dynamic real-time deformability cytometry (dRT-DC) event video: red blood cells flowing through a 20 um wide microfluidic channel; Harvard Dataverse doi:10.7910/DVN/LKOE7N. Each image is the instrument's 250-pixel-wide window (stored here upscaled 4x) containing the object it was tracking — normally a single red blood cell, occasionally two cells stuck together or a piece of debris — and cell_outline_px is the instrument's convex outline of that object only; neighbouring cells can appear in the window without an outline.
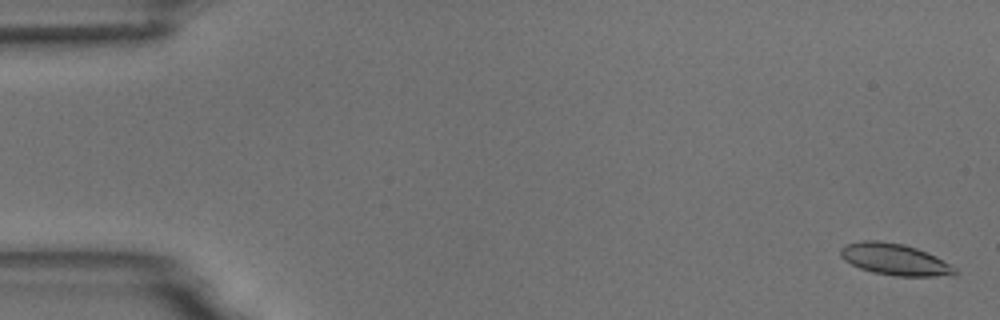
{"species": "common noctule bat (a hibernating species)", "species_latin": "Nyctalus noctula", "temperature_condition": "room temperature", "stored_images_in_passage": 7, "camera_frame_rate_fps": 3000, "um_per_image_px": 0.085, "animal": {"sex": "male", "body_mass_g": 18.8}, "frame": {"image": 1, "passage_image": 1, "time_ms": 0.0, "image_size_px": [1000, 320], "cell_outline_px": [[960, 272], [952, 276], [896, 276], [872, 272], [860, 268], [844, 260], [840, 256], [840, 248], [848, 244], [860, 240], [880, 240], [904, 244], [916, 248], [936, 256], [956, 268]], "centroid_in_image_um": [76.07, 22.05], "position_along_channel_um": 8.9, "area_um2": 21.15}}
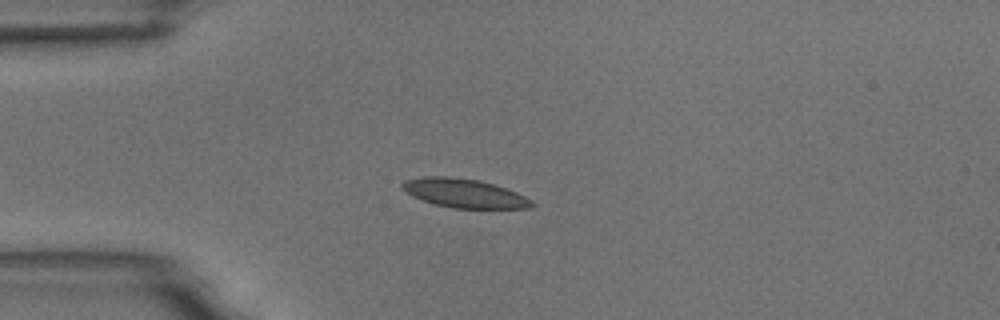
{"frame": {"image": 2, "passage_image": 5, "time_ms": 4.333, "image_size_px": [1000, 320], "cell_outline_px": [[536, 204], [528, 208], [452, 208], [432, 204], [412, 196], [400, 188], [400, 184], [404, 180], [424, 176], [448, 176], [480, 180], [516, 192], [532, 200]], "centroid_in_image_um": [39.4, 16.42], "position_along_channel_um": 45.6, "area_um2": 21.91}}
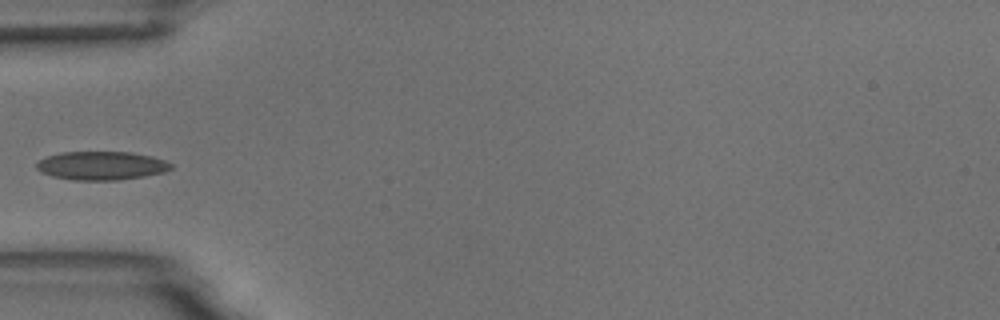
{"frame": {"image": 3, "passage_image": 6, "time_ms": 5.667, "image_size_px": [1000, 320], "cell_outline_px": [[172, 168], [164, 172], [144, 176], [116, 180], [72, 180], [52, 176], [36, 168], [36, 164], [40, 160], [48, 156], [60, 152], [132, 152], [152, 156], [164, 160], [172, 164]], "centroid_in_image_um": [8.64, 14.07], "position_along_channel_um": 76.4, "area_um2": 22.25}}